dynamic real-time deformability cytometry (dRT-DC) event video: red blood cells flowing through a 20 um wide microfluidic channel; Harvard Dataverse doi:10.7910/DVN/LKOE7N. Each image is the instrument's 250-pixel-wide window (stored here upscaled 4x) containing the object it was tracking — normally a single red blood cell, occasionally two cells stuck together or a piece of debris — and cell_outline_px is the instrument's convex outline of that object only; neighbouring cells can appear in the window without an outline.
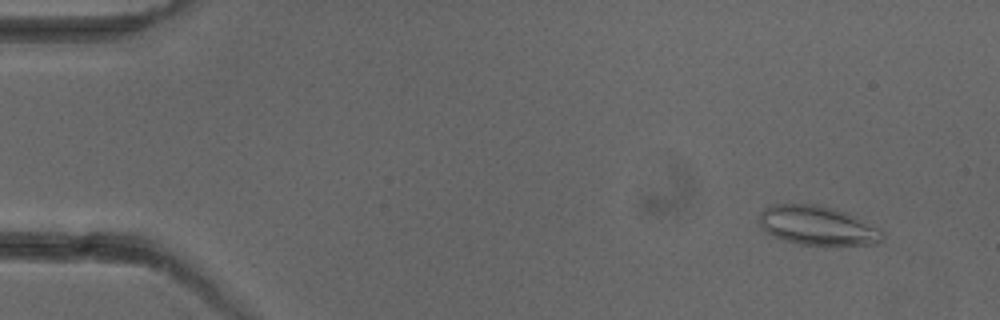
{"species": "common noctule bat (a hibernating species)", "species_latin": "Nyctalus noctula", "temperature_condition": "cold", "stored_images_in_passage": 5, "camera_frame_rate_fps": 3000, "um_per_image_px": 0.085, "animal": {"sex": "female"}, "frame": {"image": 1, "passage_image": 2, "time_ms": 1.333, "image_size_px": [1000, 320], "cell_outline_px": [[884, 240], [876, 244], [800, 244], [776, 236], [768, 232], [756, 220], [760, 212], [764, 208], [772, 204], [816, 204], [832, 208], [844, 212], [880, 228], [884, 232]], "centroid_in_image_um": [69.49, 19.15], "position_along_channel_um": 15.5, "area_um2": 27.74}}